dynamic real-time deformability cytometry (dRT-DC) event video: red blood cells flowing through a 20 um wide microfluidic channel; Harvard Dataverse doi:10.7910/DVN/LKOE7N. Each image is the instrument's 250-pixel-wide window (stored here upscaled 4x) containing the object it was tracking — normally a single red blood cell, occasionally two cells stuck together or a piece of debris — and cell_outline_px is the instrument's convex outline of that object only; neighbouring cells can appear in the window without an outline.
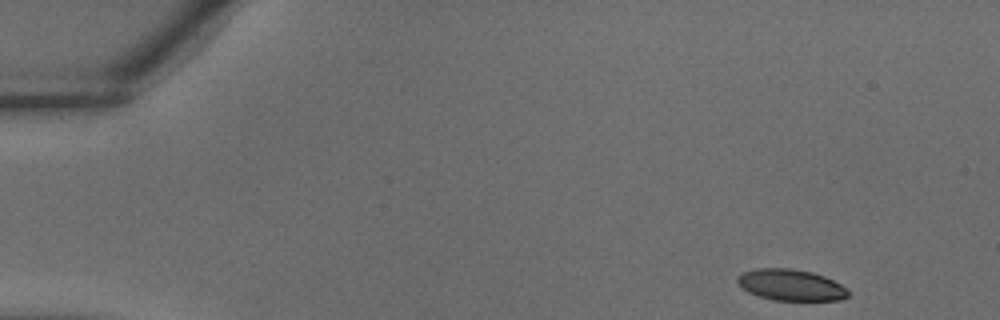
{"species": "common noctule bat (a hibernating species)", "species_latin": "Nyctalus noctula", "temperature_condition": "warm", "stored_images_in_passage": 36, "camera_frame_rate_fps": 3000, "um_per_image_px": 0.085, "animal": {"sex": "male", "body_mass_g": 18.8}, "frame": {"image": 1, "passage_image": 1, "time_ms": 0.0, "image_size_px": [1000, 320], "cell_outline_px": [[848, 296], [840, 300], [772, 300], [748, 292], [736, 280], [736, 276], [744, 272], [756, 268], [792, 268], [812, 272], [824, 276], [848, 288]], "centroid_in_image_um": [67.23, 24.21], "position_along_channel_um": 17.8, "area_um2": 20.11}}
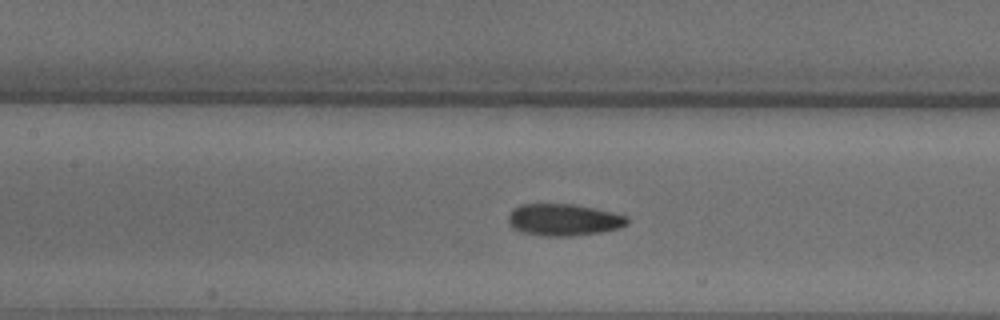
{"frame": {"image": 2, "passage_image": 15, "time_ms": 4.667, "image_size_px": [1000, 320], "cell_outline_px": [[628, 224], [620, 228], [600, 232], [568, 236], [540, 236], [520, 232], [508, 220], [508, 216], [512, 208], [520, 204], [572, 204], [592, 208], [628, 216]], "centroid_in_image_um": [47.9, 18.68], "position_along_channel_um": 159.5, "area_um2": 21.96}}
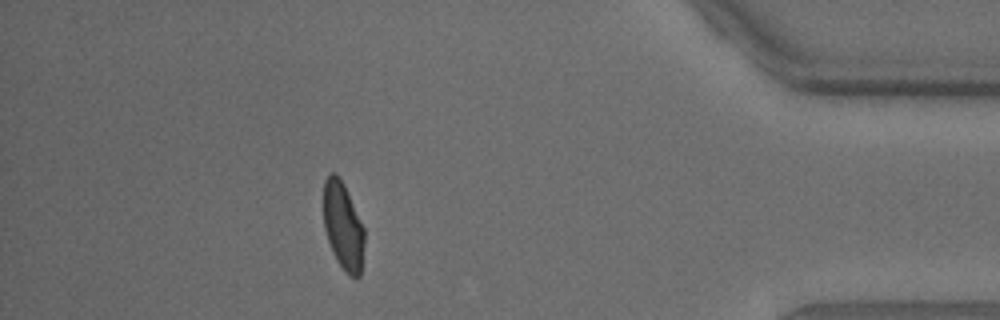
{"frame": {"image": 3, "passage_image": 31, "time_ms": 10.0, "image_size_px": [1000, 320], "cell_outline_px": [[364, 244], [360, 276], [348, 276], [336, 260], [332, 252], [324, 228], [324, 180], [332, 172], [336, 172], [344, 184], [364, 228]], "centroid_in_image_um": [29.16, 19.22], "position_along_channel_um": 406.0, "area_um2": 20.75}}